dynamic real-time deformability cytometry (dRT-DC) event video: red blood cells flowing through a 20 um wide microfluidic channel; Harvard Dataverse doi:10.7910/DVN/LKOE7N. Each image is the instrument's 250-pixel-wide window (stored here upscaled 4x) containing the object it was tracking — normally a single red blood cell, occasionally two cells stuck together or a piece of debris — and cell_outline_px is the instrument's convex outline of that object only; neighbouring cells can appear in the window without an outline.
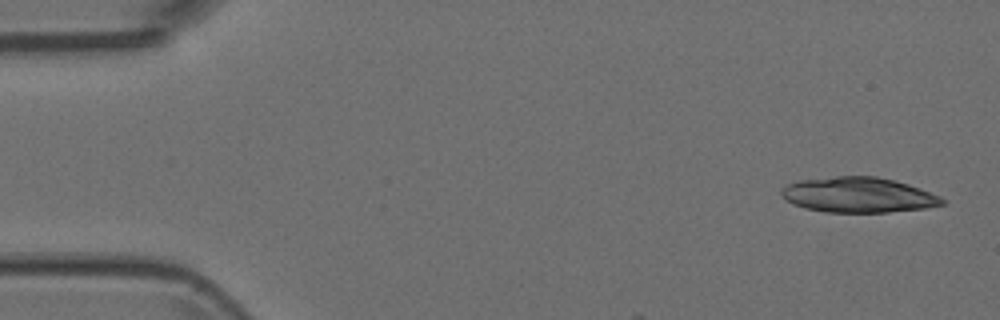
{"species": "Egyptian fruit bat (a non-hibernating species)", "species_latin": "Rousettus aegyptiacus", "temperature_condition": "room temperature", "stored_images_in_passage": 4, "camera_frame_rate_fps": 3000, "um_per_image_px": 0.085, "animal": {"sex": "female"}, "frame": {"image": 1, "passage_image": 1, "time_ms": 0.0, "image_size_px": [1000, 320], "cell_outline_px": [[944, 204], [924, 208], [888, 212], [824, 212], [804, 208], [792, 204], [784, 200], [780, 196], [780, 188], [788, 184], [800, 180], [836, 176], [876, 176], [896, 180], [920, 188], [940, 196], [944, 200]], "centroid_in_image_um": [72.9, 16.56], "position_along_channel_um": 12.1, "area_um2": 33.23}}